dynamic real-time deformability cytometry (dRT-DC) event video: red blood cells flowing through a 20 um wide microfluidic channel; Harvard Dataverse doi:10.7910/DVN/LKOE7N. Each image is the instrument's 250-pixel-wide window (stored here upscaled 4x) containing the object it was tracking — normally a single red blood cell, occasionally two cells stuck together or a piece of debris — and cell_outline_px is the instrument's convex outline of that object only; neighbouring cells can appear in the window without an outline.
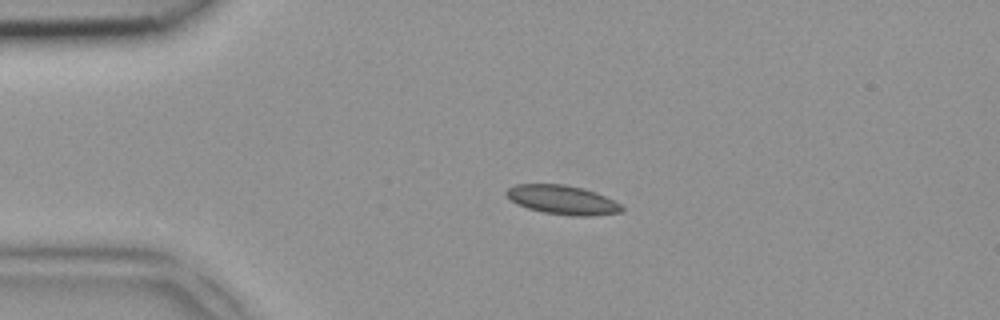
{"species": "common noctule bat (a hibernating species)", "species_latin": "Nyctalus noctula", "temperature_condition": "room temperature", "stored_images_in_passage": 4, "camera_frame_rate_fps": 3000, "um_per_image_px": 0.085, "animal": {"sex": "female", "body_mass_g": 18.4}, "frame": {"image": 1, "passage_image": 3, "time_ms": 0.667, "image_size_px": [1000, 320], "cell_outline_px": [[624, 212], [592, 216], [572, 216], [544, 212], [528, 208], [516, 204], [504, 192], [508, 188], [516, 184], [564, 184], [596, 192], [620, 204], [624, 208]], "centroid_in_image_um": [47.82, 16.99], "position_along_channel_um": 37.2, "area_um2": 19.48}}